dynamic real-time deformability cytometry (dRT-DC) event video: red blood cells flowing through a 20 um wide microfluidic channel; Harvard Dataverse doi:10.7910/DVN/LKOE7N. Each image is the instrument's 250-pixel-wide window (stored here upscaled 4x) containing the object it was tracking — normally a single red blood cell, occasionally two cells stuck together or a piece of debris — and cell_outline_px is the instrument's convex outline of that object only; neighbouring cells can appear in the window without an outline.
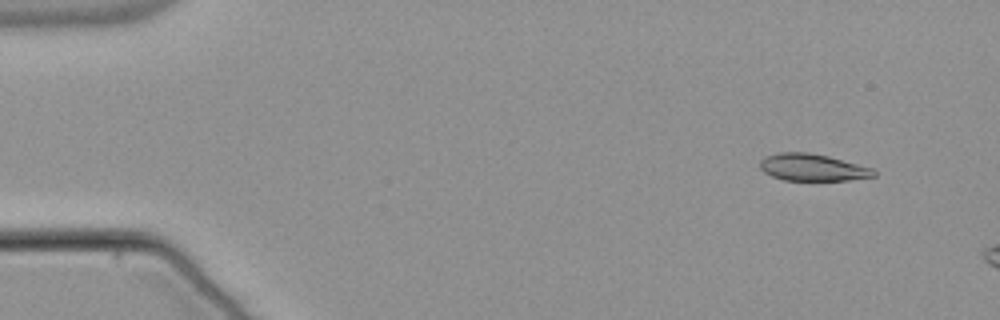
{"species": "common noctule bat (a hibernating species)", "species_latin": "Nyctalus noctula", "temperature_condition": "warm", "stored_images_in_passage": 11, "camera_frame_rate_fps": 3000, "um_per_image_px": 0.085, "animal": {"sex": "male", "body_mass_g": 21.5, "forearm_length_mm": 52.0}, "frame": {"image": 1, "passage_image": 5, "time_ms": 1.333, "image_size_px": [1000, 320], "cell_outline_px": [[876, 176], [848, 180], [784, 180], [772, 176], [764, 172], [760, 168], [760, 160], [764, 156], [780, 152], [808, 152], [828, 156], [872, 168], [876, 172]], "centroid_in_image_um": [69.04, 14.22], "position_along_channel_um": 16.0, "area_um2": 17.86}}